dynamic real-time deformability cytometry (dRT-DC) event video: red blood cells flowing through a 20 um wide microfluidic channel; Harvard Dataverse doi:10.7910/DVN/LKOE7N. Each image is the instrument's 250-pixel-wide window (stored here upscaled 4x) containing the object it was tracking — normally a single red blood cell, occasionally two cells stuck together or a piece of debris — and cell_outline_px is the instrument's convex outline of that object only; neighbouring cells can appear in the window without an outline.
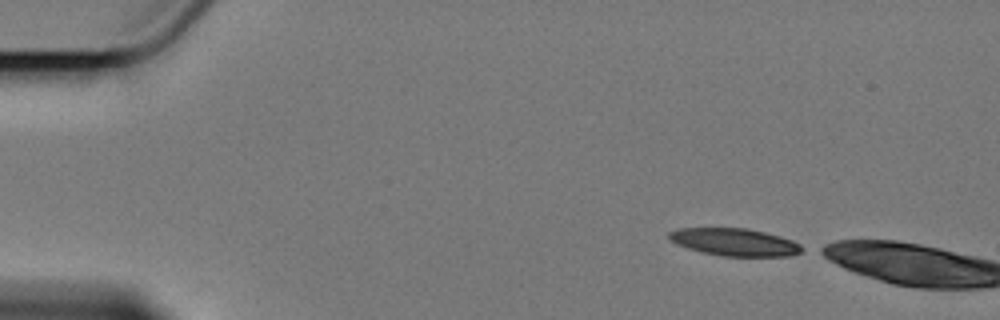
{"species": "Egyptian fruit bat (a non-hibernating species)", "species_latin": "Rousettus aegyptiacus", "temperature_condition": "cold", "stored_images_in_passage": 3, "camera_frame_rate_fps": 3000, "um_per_image_px": 0.085, "animal": {"sex": "female"}, "frame": {"image": 1, "passage_image": 1, "time_ms": 0.0, "image_size_px": [1000, 320], "cell_outline_px": [[808, 248], [800, 252], [788, 256], [724, 256], [704, 252], [688, 248], [676, 244], [668, 240], [668, 232], [680, 228], [748, 228], [780, 236], [792, 240]], "centroid_in_image_um": [62.46, 20.57], "position_along_channel_um": 22.5, "area_um2": 21.33}}